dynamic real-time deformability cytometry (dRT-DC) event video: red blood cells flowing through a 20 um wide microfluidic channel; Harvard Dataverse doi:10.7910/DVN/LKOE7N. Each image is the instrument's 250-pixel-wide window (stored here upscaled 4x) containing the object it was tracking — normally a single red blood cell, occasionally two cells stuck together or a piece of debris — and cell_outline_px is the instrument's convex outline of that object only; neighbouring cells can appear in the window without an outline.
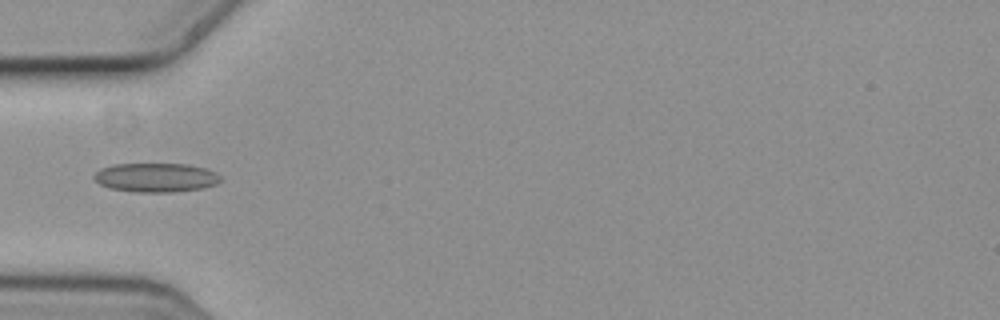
{"species": "common noctule bat (a hibernating species)", "species_latin": "Nyctalus noctula", "temperature_condition": "cold", "stored_images_in_passage": 13, "camera_frame_rate_fps": 3000, "um_per_image_px": 0.085, "animal": {"sex": "female", "body_mass_g": 19.3, "forearm_length_mm": 54.1}, "frame": {"image": 1, "passage_image": 4, "time_ms": 1.0, "image_size_px": [1000, 320], "cell_outline_px": [[220, 180], [216, 184], [204, 188], [176, 192], [136, 192], [112, 188], [100, 184], [92, 176], [100, 168], [116, 164], [188, 164], [208, 168], [216, 172], [220, 176]], "centroid_in_image_um": [13.29, 15.08], "position_along_channel_um": 71.7, "area_um2": 21.5}}
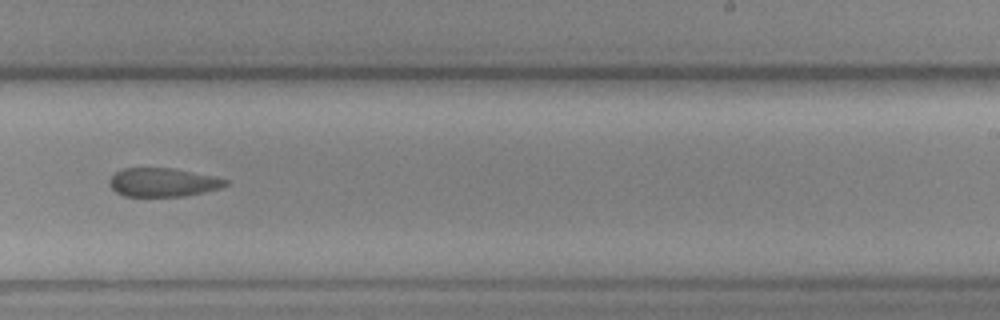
{"frame": {"image": 2, "passage_image": 9, "time_ms": 2.667, "image_size_px": [1000, 320], "cell_outline_px": [[228, 184], [220, 188], [204, 192], [184, 196], [124, 196], [116, 192], [108, 184], [108, 180], [116, 172], [124, 168], [172, 168], [216, 176], [228, 180]], "centroid_in_image_um": [13.85, 15.5], "position_along_channel_um": 275.1, "area_um2": 19.42}}
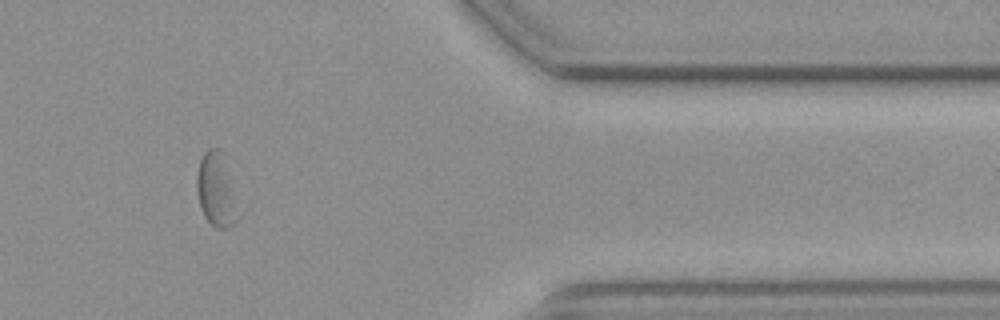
{"frame": {"image": 3, "passage_image": 12, "time_ms": 3.667, "image_size_px": [1000, 320], "cell_outline_px": [[240, 216], [228, 228], [216, 228], [204, 216], [200, 204], [196, 188], [196, 176], [200, 160], [204, 152], [208, 148], [220, 148], [228, 152]], "centroid_in_image_um": [18.45, 16.03], "position_along_channel_um": 392.9, "area_um2": 18.84}}